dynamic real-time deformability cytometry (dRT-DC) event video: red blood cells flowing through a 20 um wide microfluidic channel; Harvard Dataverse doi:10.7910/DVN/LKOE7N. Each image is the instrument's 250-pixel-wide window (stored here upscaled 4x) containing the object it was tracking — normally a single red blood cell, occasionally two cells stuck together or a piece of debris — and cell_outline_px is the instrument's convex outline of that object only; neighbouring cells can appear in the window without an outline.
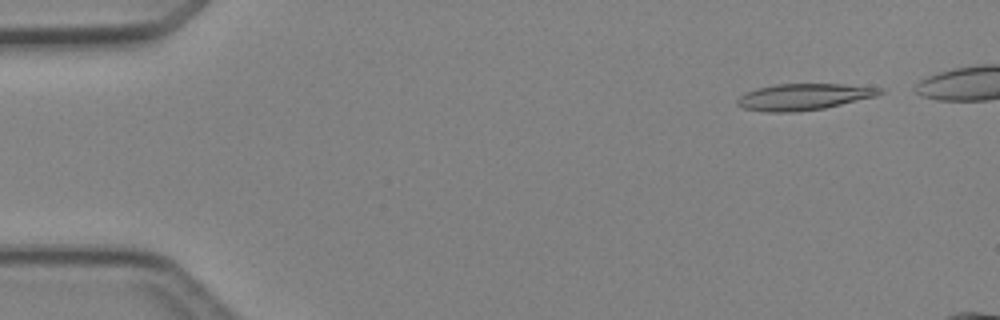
{"species": "Egyptian fruit bat (a non-hibernating species)", "species_latin": "Rousettus aegyptiacus", "temperature_condition": "cold", "stored_images_in_passage": 12, "camera_frame_rate_fps": 3000, "um_per_image_px": 0.085, "animal": {"sex": "female"}, "frame": {"image": 1, "passage_image": 3, "time_ms": 0.667, "image_size_px": [1000, 320], "cell_outline_px": [[884, 92], [876, 96], [824, 108], [796, 112], [764, 112], [744, 108], [736, 104], [736, 100], [744, 92], [756, 88], [776, 84], [840, 84], [884, 88]], "centroid_in_image_um": [68.28, 8.23], "position_along_channel_um": 16.7, "area_um2": 21.96}}